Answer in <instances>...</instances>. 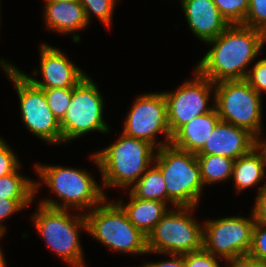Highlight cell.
Returning <instances> with one entry per match:
<instances>
[{
  "mask_svg": "<svg viewBox=\"0 0 266 267\" xmlns=\"http://www.w3.org/2000/svg\"><path fill=\"white\" fill-rule=\"evenodd\" d=\"M266 42V34L243 24L229 25L220 35L206 42L212 48L201 58L196 70L214 84L243 80L248 65Z\"/></svg>",
  "mask_w": 266,
  "mask_h": 267,
  "instance_id": "1",
  "label": "cell"
},
{
  "mask_svg": "<svg viewBox=\"0 0 266 267\" xmlns=\"http://www.w3.org/2000/svg\"><path fill=\"white\" fill-rule=\"evenodd\" d=\"M156 150L149 142L122 133L113 144L91 158L102 173L104 187L128 190L154 163Z\"/></svg>",
  "mask_w": 266,
  "mask_h": 267,
  "instance_id": "2",
  "label": "cell"
},
{
  "mask_svg": "<svg viewBox=\"0 0 266 267\" xmlns=\"http://www.w3.org/2000/svg\"><path fill=\"white\" fill-rule=\"evenodd\" d=\"M35 169L41 181L62 201L59 204L55 199H46L40 205L64 210L72 207L84 213L107 198L103 188L85 170L43 164H36Z\"/></svg>",
  "mask_w": 266,
  "mask_h": 267,
  "instance_id": "3",
  "label": "cell"
},
{
  "mask_svg": "<svg viewBox=\"0 0 266 267\" xmlns=\"http://www.w3.org/2000/svg\"><path fill=\"white\" fill-rule=\"evenodd\" d=\"M102 203L85 212L87 233L116 252L148 254L147 236L128 219L122 207L116 203Z\"/></svg>",
  "mask_w": 266,
  "mask_h": 267,
  "instance_id": "4",
  "label": "cell"
},
{
  "mask_svg": "<svg viewBox=\"0 0 266 267\" xmlns=\"http://www.w3.org/2000/svg\"><path fill=\"white\" fill-rule=\"evenodd\" d=\"M154 163L163 175L167 196L178 207H196L204 186L197 155L170 144L156 150Z\"/></svg>",
  "mask_w": 266,
  "mask_h": 267,
  "instance_id": "5",
  "label": "cell"
},
{
  "mask_svg": "<svg viewBox=\"0 0 266 267\" xmlns=\"http://www.w3.org/2000/svg\"><path fill=\"white\" fill-rule=\"evenodd\" d=\"M35 228L47 247L72 267H85L79 231H87L85 214L70 216L68 210L38 206L33 216Z\"/></svg>",
  "mask_w": 266,
  "mask_h": 267,
  "instance_id": "6",
  "label": "cell"
},
{
  "mask_svg": "<svg viewBox=\"0 0 266 267\" xmlns=\"http://www.w3.org/2000/svg\"><path fill=\"white\" fill-rule=\"evenodd\" d=\"M0 65L18 93L21 118L26 128L50 144L62 143L60 122L53 116L43 89L35 86L21 70L4 59H1Z\"/></svg>",
  "mask_w": 266,
  "mask_h": 267,
  "instance_id": "7",
  "label": "cell"
},
{
  "mask_svg": "<svg viewBox=\"0 0 266 267\" xmlns=\"http://www.w3.org/2000/svg\"><path fill=\"white\" fill-rule=\"evenodd\" d=\"M214 86V105L220 119L259 138L262 132L261 95L245 79L220 81Z\"/></svg>",
  "mask_w": 266,
  "mask_h": 267,
  "instance_id": "8",
  "label": "cell"
},
{
  "mask_svg": "<svg viewBox=\"0 0 266 267\" xmlns=\"http://www.w3.org/2000/svg\"><path fill=\"white\" fill-rule=\"evenodd\" d=\"M196 207L168 210L147 236L148 253L185 254L203 248V226L191 211ZM169 254V255H168Z\"/></svg>",
  "mask_w": 266,
  "mask_h": 267,
  "instance_id": "9",
  "label": "cell"
},
{
  "mask_svg": "<svg viewBox=\"0 0 266 267\" xmlns=\"http://www.w3.org/2000/svg\"><path fill=\"white\" fill-rule=\"evenodd\" d=\"M96 83L87 75L74 88L64 119L60 122L63 143L91 131L109 133L103 120L104 101Z\"/></svg>",
  "mask_w": 266,
  "mask_h": 267,
  "instance_id": "10",
  "label": "cell"
},
{
  "mask_svg": "<svg viewBox=\"0 0 266 267\" xmlns=\"http://www.w3.org/2000/svg\"><path fill=\"white\" fill-rule=\"evenodd\" d=\"M124 123L122 131L124 135L147 141L156 149L171 143L172 135L167 118L166 98L163 92L138 96ZM158 133L164 134L166 142L157 143L156 135Z\"/></svg>",
  "mask_w": 266,
  "mask_h": 267,
  "instance_id": "11",
  "label": "cell"
},
{
  "mask_svg": "<svg viewBox=\"0 0 266 267\" xmlns=\"http://www.w3.org/2000/svg\"><path fill=\"white\" fill-rule=\"evenodd\" d=\"M251 216V218L229 216L205 221L203 248L225 260L248 255L255 224L253 214Z\"/></svg>",
  "mask_w": 266,
  "mask_h": 267,
  "instance_id": "12",
  "label": "cell"
},
{
  "mask_svg": "<svg viewBox=\"0 0 266 267\" xmlns=\"http://www.w3.org/2000/svg\"><path fill=\"white\" fill-rule=\"evenodd\" d=\"M193 80L181 84L178 89L163 92L166 98L167 118L171 135L197 116L212 111L215 105L208 104L214 83L195 69ZM213 88V89H212Z\"/></svg>",
  "mask_w": 266,
  "mask_h": 267,
  "instance_id": "13",
  "label": "cell"
},
{
  "mask_svg": "<svg viewBox=\"0 0 266 267\" xmlns=\"http://www.w3.org/2000/svg\"><path fill=\"white\" fill-rule=\"evenodd\" d=\"M40 49V72L43 80L32 78L21 71L35 86L41 89L74 88L87 76L58 48L42 43Z\"/></svg>",
  "mask_w": 266,
  "mask_h": 267,
  "instance_id": "14",
  "label": "cell"
},
{
  "mask_svg": "<svg viewBox=\"0 0 266 267\" xmlns=\"http://www.w3.org/2000/svg\"><path fill=\"white\" fill-rule=\"evenodd\" d=\"M255 147L256 138L246 129L220 120L196 155H219L236 160Z\"/></svg>",
  "mask_w": 266,
  "mask_h": 267,
  "instance_id": "15",
  "label": "cell"
},
{
  "mask_svg": "<svg viewBox=\"0 0 266 267\" xmlns=\"http://www.w3.org/2000/svg\"><path fill=\"white\" fill-rule=\"evenodd\" d=\"M180 1L188 26L199 40H213L229 26L213 0Z\"/></svg>",
  "mask_w": 266,
  "mask_h": 267,
  "instance_id": "16",
  "label": "cell"
},
{
  "mask_svg": "<svg viewBox=\"0 0 266 267\" xmlns=\"http://www.w3.org/2000/svg\"><path fill=\"white\" fill-rule=\"evenodd\" d=\"M220 120L216 108L197 116L172 135L170 144L180 150L197 154L204 147Z\"/></svg>",
  "mask_w": 266,
  "mask_h": 267,
  "instance_id": "17",
  "label": "cell"
},
{
  "mask_svg": "<svg viewBox=\"0 0 266 267\" xmlns=\"http://www.w3.org/2000/svg\"><path fill=\"white\" fill-rule=\"evenodd\" d=\"M44 18L47 29L68 34L87 27L85 10L79 2H45Z\"/></svg>",
  "mask_w": 266,
  "mask_h": 267,
  "instance_id": "18",
  "label": "cell"
},
{
  "mask_svg": "<svg viewBox=\"0 0 266 267\" xmlns=\"http://www.w3.org/2000/svg\"><path fill=\"white\" fill-rule=\"evenodd\" d=\"M129 195L130 200L127 205L121 200L117 203L125 211L129 221L148 236L169 208L167 209V204L159 200H144L134 197L131 193Z\"/></svg>",
  "mask_w": 266,
  "mask_h": 267,
  "instance_id": "19",
  "label": "cell"
},
{
  "mask_svg": "<svg viewBox=\"0 0 266 267\" xmlns=\"http://www.w3.org/2000/svg\"><path fill=\"white\" fill-rule=\"evenodd\" d=\"M264 167H266L264 155L257 147L247 155L236 159L231 176L236 191L239 193L248 187L258 185L265 177Z\"/></svg>",
  "mask_w": 266,
  "mask_h": 267,
  "instance_id": "20",
  "label": "cell"
},
{
  "mask_svg": "<svg viewBox=\"0 0 266 267\" xmlns=\"http://www.w3.org/2000/svg\"><path fill=\"white\" fill-rule=\"evenodd\" d=\"M152 167V168H151ZM130 193L137 198L144 200H159L167 204L173 203V206L178 207L168 196L166 184L160 168L153 163L140 179L131 187Z\"/></svg>",
  "mask_w": 266,
  "mask_h": 267,
  "instance_id": "21",
  "label": "cell"
},
{
  "mask_svg": "<svg viewBox=\"0 0 266 267\" xmlns=\"http://www.w3.org/2000/svg\"><path fill=\"white\" fill-rule=\"evenodd\" d=\"M201 179L205 184L218 183L230 179L235 160L219 155H197Z\"/></svg>",
  "mask_w": 266,
  "mask_h": 267,
  "instance_id": "22",
  "label": "cell"
},
{
  "mask_svg": "<svg viewBox=\"0 0 266 267\" xmlns=\"http://www.w3.org/2000/svg\"><path fill=\"white\" fill-rule=\"evenodd\" d=\"M20 166L11 174L0 177V197L8 199H34L38 188L41 185L39 182H33L31 179H26L18 172Z\"/></svg>",
  "mask_w": 266,
  "mask_h": 267,
  "instance_id": "23",
  "label": "cell"
},
{
  "mask_svg": "<svg viewBox=\"0 0 266 267\" xmlns=\"http://www.w3.org/2000/svg\"><path fill=\"white\" fill-rule=\"evenodd\" d=\"M213 2L229 25L244 23L249 0H213Z\"/></svg>",
  "mask_w": 266,
  "mask_h": 267,
  "instance_id": "24",
  "label": "cell"
},
{
  "mask_svg": "<svg viewBox=\"0 0 266 267\" xmlns=\"http://www.w3.org/2000/svg\"><path fill=\"white\" fill-rule=\"evenodd\" d=\"M43 91L53 116L61 122L72 99V88H50Z\"/></svg>",
  "mask_w": 266,
  "mask_h": 267,
  "instance_id": "25",
  "label": "cell"
},
{
  "mask_svg": "<svg viewBox=\"0 0 266 267\" xmlns=\"http://www.w3.org/2000/svg\"><path fill=\"white\" fill-rule=\"evenodd\" d=\"M117 0H80L85 10L87 21L90 23L91 14L103 22L108 28L111 26L112 14Z\"/></svg>",
  "mask_w": 266,
  "mask_h": 267,
  "instance_id": "26",
  "label": "cell"
},
{
  "mask_svg": "<svg viewBox=\"0 0 266 267\" xmlns=\"http://www.w3.org/2000/svg\"><path fill=\"white\" fill-rule=\"evenodd\" d=\"M243 25L266 34V0H249V8Z\"/></svg>",
  "mask_w": 266,
  "mask_h": 267,
  "instance_id": "27",
  "label": "cell"
},
{
  "mask_svg": "<svg viewBox=\"0 0 266 267\" xmlns=\"http://www.w3.org/2000/svg\"><path fill=\"white\" fill-rule=\"evenodd\" d=\"M259 264L266 263V225L255 222L252 233V244L248 253Z\"/></svg>",
  "mask_w": 266,
  "mask_h": 267,
  "instance_id": "28",
  "label": "cell"
},
{
  "mask_svg": "<svg viewBox=\"0 0 266 267\" xmlns=\"http://www.w3.org/2000/svg\"><path fill=\"white\" fill-rule=\"evenodd\" d=\"M185 267H220L218 258L204 248L183 254Z\"/></svg>",
  "mask_w": 266,
  "mask_h": 267,
  "instance_id": "29",
  "label": "cell"
},
{
  "mask_svg": "<svg viewBox=\"0 0 266 267\" xmlns=\"http://www.w3.org/2000/svg\"><path fill=\"white\" fill-rule=\"evenodd\" d=\"M245 80L259 95L262 96V91L266 92V58H262L255 63Z\"/></svg>",
  "mask_w": 266,
  "mask_h": 267,
  "instance_id": "30",
  "label": "cell"
},
{
  "mask_svg": "<svg viewBox=\"0 0 266 267\" xmlns=\"http://www.w3.org/2000/svg\"><path fill=\"white\" fill-rule=\"evenodd\" d=\"M33 200L34 199H8L0 197V232L3 234L6 232V227L2 225V221L5 220V218L27 208L28 205H31Z\"/></svg>",
  "mask_w": 266,
  "mask_h": 267,
  "instance_id": "31",
  "label": "cell"
},
{
  "mask_svg": "<svg viewBox=\"0 0 266 267\" xmlns=\"http://www.w3.org/2000/svg\"><path fill=\"white\" fill-rule=\"evenodd\" d=\"M19 166L21 164L14 151L0 138V177L13 173Z\"/></svg>",
  "mask_w": 266,
  "mask_h": 267,
  "instance_id": "32",
  "label": "cell"
},
{
  "mask_svg": "<svg viewBox=\"0 0 266 267\" xmlns=\"http://www.w3.org/2000/svg\"><path fill=\"white\" fill-rule=\"evenodd\" d=\"M255 206L252 209L254 220L266 225V183L258 189Z\"/></svg>",
  "mask_w": 266,
  "mask_h": 267,
  "instance_id": "33",
  "label": "cell"
},
{
  "mask_svg": "<svg viewBox=\"0 0 266 267\" xmlns=\"http://www.w3.org/2000/svg\"><path fill=\"white\" fill-rule=\"evenodd\" d=\"M170 257L172 258L166 261L146 262L141 267H185L183 254H170Z\"/></svg>",
  "mask_w": 266,
  "mask_h": 267,
  "instance_id": "34",
  "label": "cell"
},
{
  "mask_svg": "<svg viewBox=\"0 0 266 267\" xmlns=\"http://www.w3.org/2000/svg\"><path fill=\"white\" fill-rule=\"evenodd\" d=\"M229 267H260V264L250 255L226 259Z\"/></svg>",
  "mask_w": 266,
  "mask_h": 267,
  "instance_id": "35",
  "label": "cell"
},
{
  "mask_svg": "<svg viewBox=\"0 0 266 267\" xmlns=\"http://www.w3.org/2000/svg\"><path fill=\"white\" fill-rule=\"evenodd\" d=\"M256 147L263 153L266 162V140H262V138H257Z\"/></svg>",
  "mask_w": 266,
  "mask_h": 267,
  "instance_id": "36",
  "label": "cell"
},
{
  "mask_svg": "<svg viewBox=\"0 0 266 267\" xmlns=\"http://www.w3.org/2000/svg\"><path fill=\"white\" fill-rule=\"evenodd\" d=\"M0 267H6L4 256H0Z\"/></svg>",
  "mask_w": 266,
  "mask_h": 267,
  "instance_id": "37",
  "label": "cell"
},
{
  "mask_svg": "<svg viewBox=\"0 0 266 267\" xmlns=\"http://www.w3.org/2000/svg\"><path fill=\"white\" fill-rule=\"evenodd\" d=\"M45 1H55V2H61V1H64V2H79L80 0H45Z\"/></svg>",
  "mask_w": 266,
  "mask_h": 267,
  "instance_id": "38",
  "label": "cell"
},
{
  "mask_svg": "<svg viewBox=\"0 0 266 267\" xmlns=\"http://www.w3.org/2000/svg\"><path fill=\"white\" fill-rule=\"evenodd\" d=\"M3 235H4V234L0 232V239L3 237ZM0 256H3V252H2L1 249H0Z\"/></svg>",
  "mask_w": 266,
  "mask_h": 267,
  "instance_id": "39",
  "label": "cell"
},
{
  "mask_svg": "<svg viewBox=\"0 0 266 267\" xmlns=\"http://www.w3.org/2000/svg\"><path fill=\"white\" fill-rule=\"evenodd\" d=\"M260 267H266V263H261Z\"/></svg>",
  "mask_w": 266,
  "mask_h": 267,
  "instance_id": "40",
  "label": "cell"
}]
</instances>
